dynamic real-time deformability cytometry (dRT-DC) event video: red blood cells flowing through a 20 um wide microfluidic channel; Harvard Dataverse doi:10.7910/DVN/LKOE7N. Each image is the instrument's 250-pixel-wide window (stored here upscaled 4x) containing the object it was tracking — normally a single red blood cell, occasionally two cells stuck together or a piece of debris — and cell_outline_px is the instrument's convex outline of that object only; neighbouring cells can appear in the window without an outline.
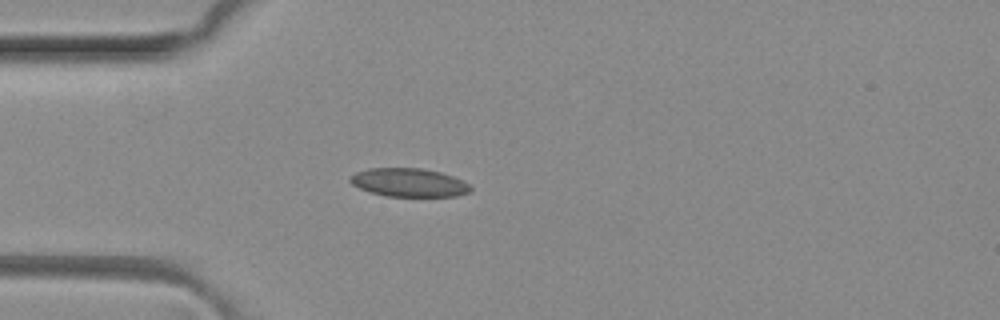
{"species": "common noctule bat (a hibernating species)", "species_latin": "Nyctalus noctula", "temperature_condition": "room temperature", "stored_images_in_passage": 3, "camera_frame_rate_fps": 3000, "um_per_image_px": 0.085, "animal": {"sex": "female", "body_mass_g": 29.2, "forearm_length_mm": 56.3}, "frame": {"image": 1, "passage_image": 3, "time_ms": 0.667, "image_size_px": [1000, 320], "cell_outline_px": [[472, 188], [468, 192], [456, 196], [388, 196], [372, 192], [360, 188], [352, 184], [348, 180], [348, 176], [356, 172], [368, 168], [420, 168], [440, 172], [464, 180]], "centroid_in_image_um": [34.74, 15.5], "position_along_channel_um": 50.3, "area_um2": 19.88}}